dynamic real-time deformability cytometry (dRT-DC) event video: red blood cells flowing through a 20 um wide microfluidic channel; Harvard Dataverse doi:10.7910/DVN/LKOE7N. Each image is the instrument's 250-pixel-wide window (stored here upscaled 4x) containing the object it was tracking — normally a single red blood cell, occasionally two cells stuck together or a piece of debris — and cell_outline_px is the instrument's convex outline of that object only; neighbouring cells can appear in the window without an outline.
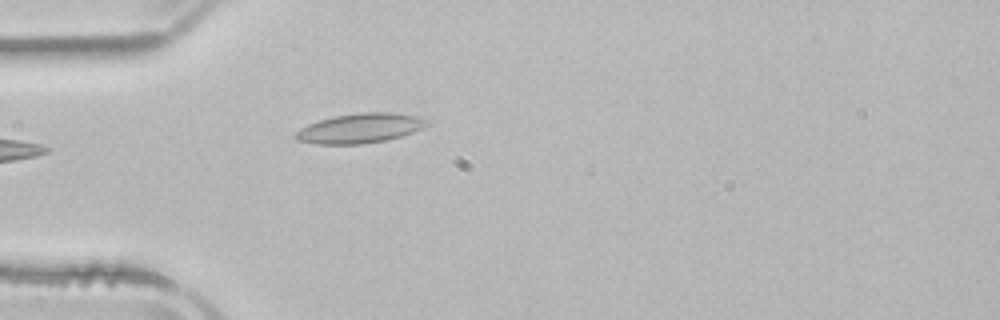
{"species": "common noctule bat (a hibernating species)", "species_latin": "Nyctalus noctula", "temperature_condition": "room temperature", "stored_images_in_passage": 4, "camera_frame_rate_fps": 3000, "um_per_image_px": 0.085, "animal": {"sex": "male", "body_mass_g": 21.5, "forearm_length_mm": 52.0}, "frame": {"image": 1, "passage_image": 4, "time_ms": 3.667, "image_size_px": [1000, 320], "cell_outline_px": [[432, 120], [428, 124], [412, 132], [400, 136], [384, 140], [364, 144], [316, 144], [296, 140], [292, 136], [300, 128], [308, 124], [320, 120], [336, 116], [360, 112], [392, 112], [420, 116]], "centroid_in_image_um": [30.6, 10.89], "position_along_channel_um": 54.4, "area_um2": 22.77}}